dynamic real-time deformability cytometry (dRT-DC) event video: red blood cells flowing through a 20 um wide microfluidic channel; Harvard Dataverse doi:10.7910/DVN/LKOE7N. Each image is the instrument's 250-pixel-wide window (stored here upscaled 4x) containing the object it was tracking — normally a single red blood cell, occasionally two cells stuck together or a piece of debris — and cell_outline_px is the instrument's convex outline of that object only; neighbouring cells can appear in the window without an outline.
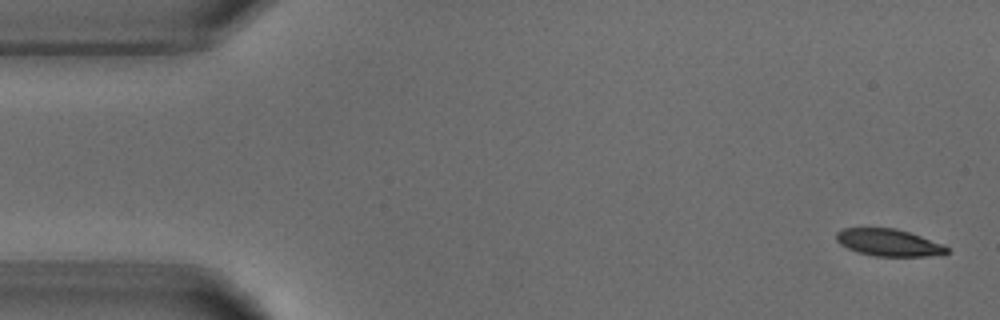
{"species": "common noctule bat (a hibernating species)", "species_latin": "Nyctalus noctula", "temperature_condition": "warm", "stored_images_in_passage": 4, "camera_frame_rate_fps": 3000, "um_per_image_px": 0.085, "animal": {"sex": "male", "body_mass_g": 18.8}, "frame": {"image": 1, "passage_image": 1, "time_ms": 0.0, "image_size_px": [1000, 320], "cell_outline_px": [[948, 252], [940, 256], [872, 256], [856, 252], [840, 244], [836, 240], [836, 232], [844, 228], [896, 228], [944, 244], [948, 248]], "centroid_in_image_um": [75.54, 20.63], "position_along_channel_um": 9.5, "area_um2": 17.57}}
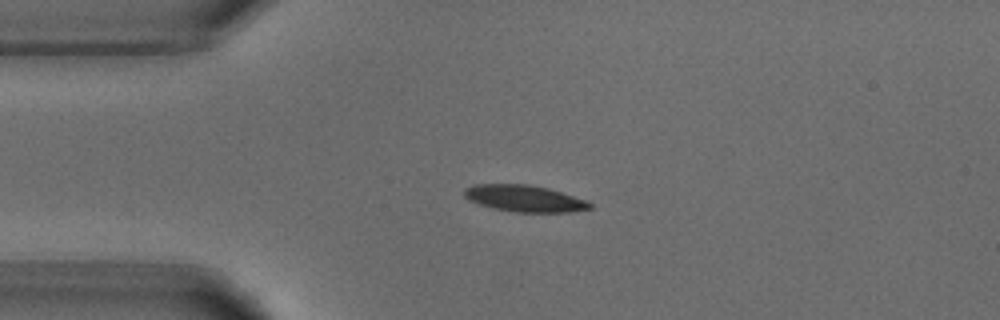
{"frame": {"image": 2, "passage_image": 3, "time_ms": 3.333, "image_size_px": [1000, 320], "cell_outline_px": [[592, 208], [572, 212], [516, 212], [492, 208], [468, 200], [464, 196], [464, 188], [472, 184], [528, 184], [548, 188], [584, 200], [592, 204]], "centroid_in_image_um": [44.53, 16.86], "position_along_channel_um": 40.5, "area_um2": 19.42}}
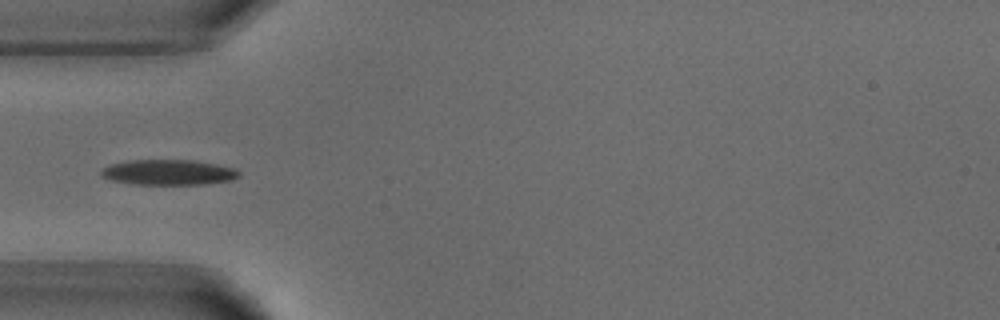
{"frame": {"image": 3, "passage_image": 4, "time_ms": 4.667, "image_size_px": [1000, 320], "cell_outline_px": [[240, 176], [232, 180], [204, 184], [132, 184], [108, 180], [100, 176], [100, 168], [112, 164], [128, 160], [192, 160], [216, 164], [236, 168], [240, 172]], "centroid_in_image_um": [14.29, 14.65], "position_along_channel_um": 70.7, "area_um2": 20.58}}